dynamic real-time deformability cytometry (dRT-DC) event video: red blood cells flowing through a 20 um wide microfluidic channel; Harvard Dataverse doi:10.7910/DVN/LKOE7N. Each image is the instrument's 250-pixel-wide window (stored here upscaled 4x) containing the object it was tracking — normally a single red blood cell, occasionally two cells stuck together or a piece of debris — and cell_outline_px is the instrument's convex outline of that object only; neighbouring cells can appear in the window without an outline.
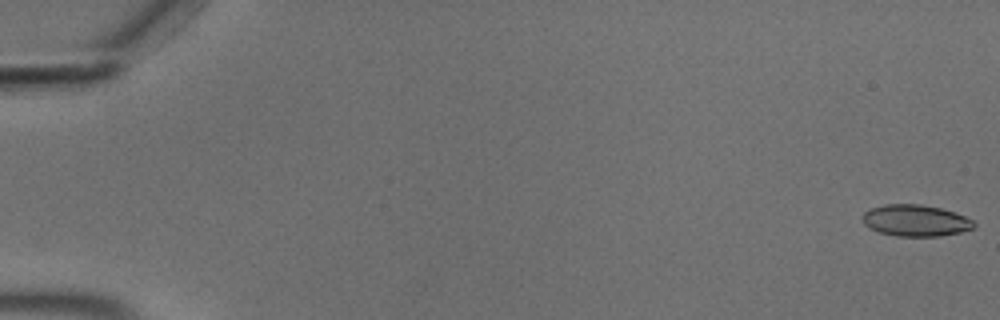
{"species": "common noctule bat (a hibernating species)", "species_latin": "Nyctalus noctula", "temperature_condition": "cold", "stored_images_in_passage": 56, "camera_frame_rate_fps": 3000, "um_per_image_px": 0.085, "animal": {"sex": "male", "body_mass_g": 18.8}, "frame": {"image": 1, "passage_image": 1, "time_ms": 0.0, "image_size_px": [1000, 320], "cell_outline_px": [[976, 224], [972, 228], [960, 232], [940, 236], [896, 236], [880, 232], [868, 228], [864, 224], [860, 216], [864, 212], [872, 208], [884, 204], [920, 204], [940, 208], [956, 212], [972, 220]], "centroid_in_image_um": [77.79, 18.74], "position_along_channel_um": 7.2, "area_um2": 20.52}}
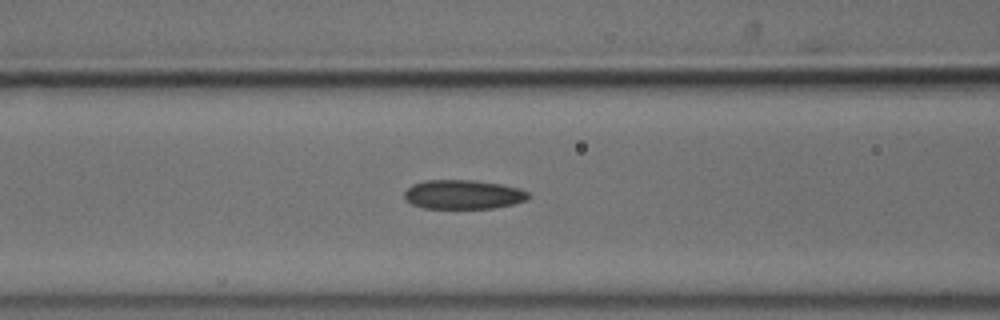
{"frame": {"image": 2, "passage_image": 24, "time_ms": 7.667, "image_size_px": [1000, 320], "cell_outline_px": [[532, 196], [528, 200], [512, 204], [492, 208], [424, 208], [412, 204], [404, 200], [404, 192], [412, 184], [424, 180], [476, 180], [500, 184], [520, 188], [528, 192]], "centroid_in_image_um": [39.37, 16.52], "position_along_channel_um": 127.2, "area_um2": 21.27}}
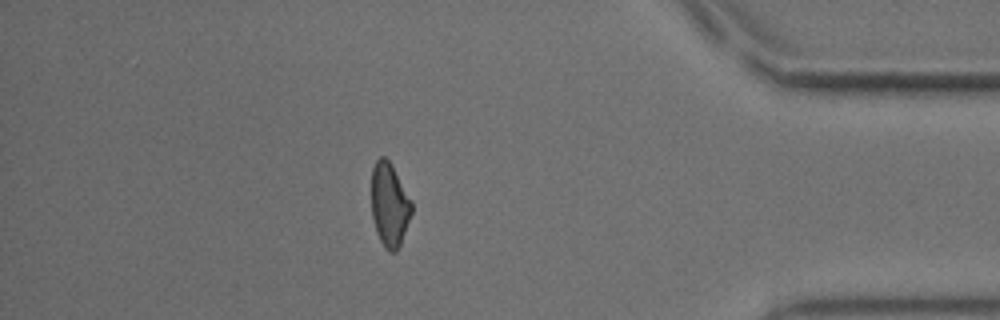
{"frame": {"image": 3, "passage_image": 49, "time_ms": 16.0, "image_size_px": [1000, 320], "cell_outline_px": [[412, 212], [400, 244], [396, 252], [388, 252], [384, 248], [376, 232], [372, 216], [372, 168], [376, 160], [380, 156], [384, 156], [392, 164], [412, 200]], "centroid_in_image_um": [33.11, 17.39], "position_along_channel_um": 402.1, "area_um2": 19.71}, "authors_computed_cell_mechanics": {"area_um2": 20.6635, "velocity_mm_per_s": 3.7064, "shape_relaxation_time_tau1_ms": null, "shape_relaxation_time_tau2_ms": 4.4621, "deformation_change_tau1": null, "deformation_change_tau2": 0.13}}